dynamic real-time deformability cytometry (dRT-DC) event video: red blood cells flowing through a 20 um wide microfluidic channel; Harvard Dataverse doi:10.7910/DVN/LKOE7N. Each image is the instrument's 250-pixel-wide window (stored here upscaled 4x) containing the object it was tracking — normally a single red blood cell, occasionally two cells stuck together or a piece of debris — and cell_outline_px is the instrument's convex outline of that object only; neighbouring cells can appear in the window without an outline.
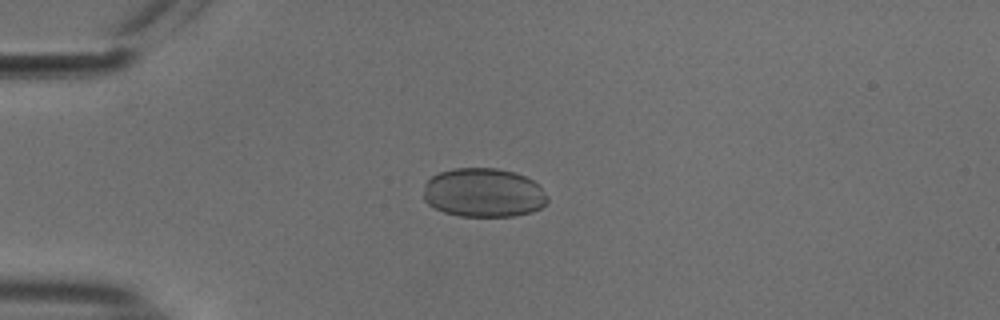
{"species": "common noctule bat (a hibernating species)", "species_latin": "Nyctalus noctula", "temperature_condition": "cold", "stored_images_in_passage": 52, "camera_frame_rate_fps": 3000, "um_per_image_px": 0.085, "animal": {"sex": "male", "body_mass_g": 18.8}, "frame": {"image": 1, "passage_image": 13, "time_ms": 4.0, "image_size_px": [1000, 320], "cell_outline_px": [[548, 200], [540, 208], [532, 212], [512, 216], [460, 216], [444, 212], [428, 204], [424, 200], [424, 184], [432, 176], [440, 172], [456, 168], [496, 168], [516, 172], [540, 184], [548, 196]], "centroid_in_image_um": [41.12, 16.38], "position_along_channel_um": 43.9, "area_um2": 35.55}}
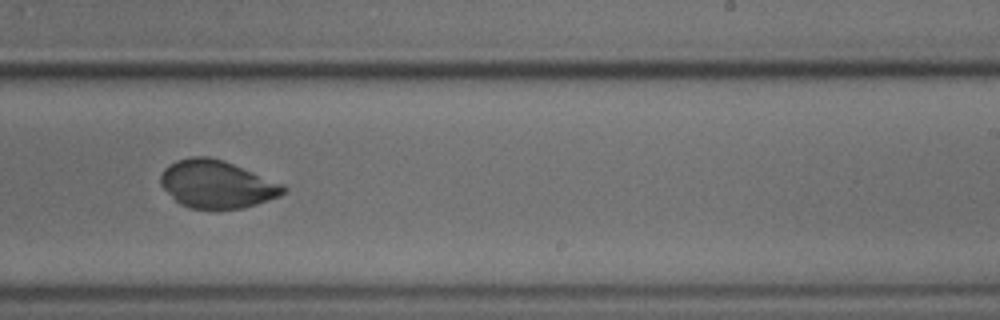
{"frame": {"image": 2, "passage_image": 33, "time_ms": 10.667, "image_size_px": [1000, 320], "cell_outline_px": [[288, 188], [280, 196], [244, 208], [188, 208], [180, 204], [160, 184], [160, 176], [164, 168], [168, 164], [176, 160], [192, 156], [208, 156], [224, 160], [284, 184]], "centroid_in_image_um": [18.43, 15.64], "position_along_channel_um": 270.6, "area_um2": 34.1}}
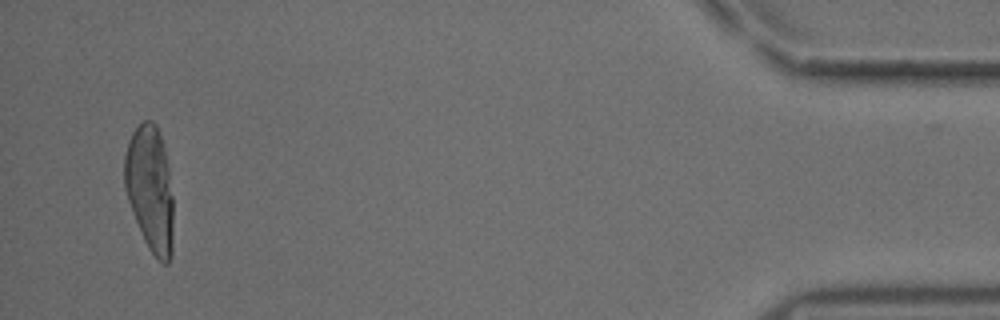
{"frame": {"image": 3, "passage_image": 51, "time_ms": 16.667, "image_size_px": [1000, 320], "cell_outline_px": [[172, 256], [168, 264], [164, 264], [156, 260], [148, 248], [144, 240], [132, 212], [124, 188], [124, 156], [128, 140], [132, 132], [144, 120], [152, 120], [156, 124], [164, 148], [168, 164], [172, 196]], "centroid_in_image_um": [12.74, 16.07], "position_along_channel_um": 422.5, "area_um2": 36.01}}